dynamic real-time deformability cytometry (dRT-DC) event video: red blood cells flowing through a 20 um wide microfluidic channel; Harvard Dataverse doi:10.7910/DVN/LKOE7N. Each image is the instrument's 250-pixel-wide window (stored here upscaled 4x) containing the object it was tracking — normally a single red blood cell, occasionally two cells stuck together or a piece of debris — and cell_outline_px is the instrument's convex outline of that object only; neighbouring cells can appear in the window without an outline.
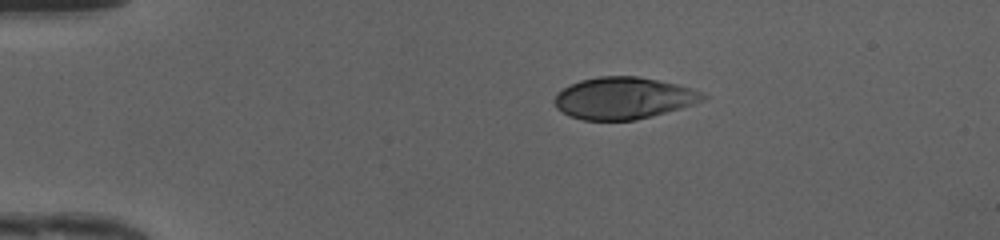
{"species": "human", "species_latin": "Homo sapiens", "temperature_condition": "cold", "stored_images_in_passage": 40, "camera_frame_rate_fps": 3000, "um_per_image_px": 0.085, "donor": {"sex": "female"}, "frame": {"image": 1, "passage_image": 1, "time_ms": 0.0, "image_size_px": [1000, 240], "cell_outline_px": [[708, 96], [704, 100], [680, 108], [652, 116], [636, 120], [584, 120], [568, 116], [556, 108], [552, 100], [564, 88], [580, 80], [600, 76], [636, 76], [676, 84], [692, 88], [704, 92]], "centroid_in_image_um": [53.0, 8.35], "position_along_channel_um": 32.0, "area_um2": 36.13}}
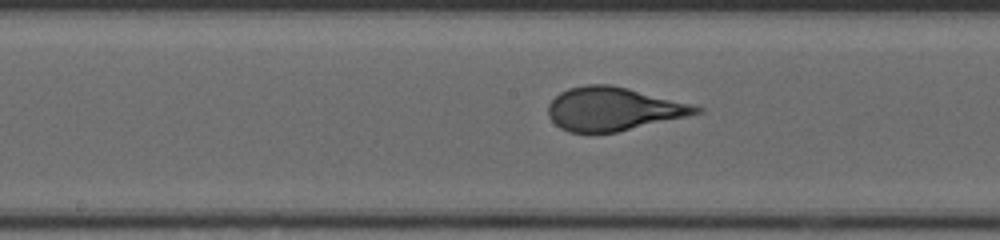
{"frame": {"image": 2, "passage_image": 17, "time_ms": 5.333, "image_size_px": [1000, 240], "cell_outline_px": [[704, 112], [616, 132], [568, 132], [560, 128], [548, 116], [548, 104], [560, 92], [568, 88], [588, 84], [612, 84], [692, 104], [704, 108]], "centroid_in_image_um": [52.12, 9.25], "position_along_channel_um": 196.1, "area_um2": 37.22}}
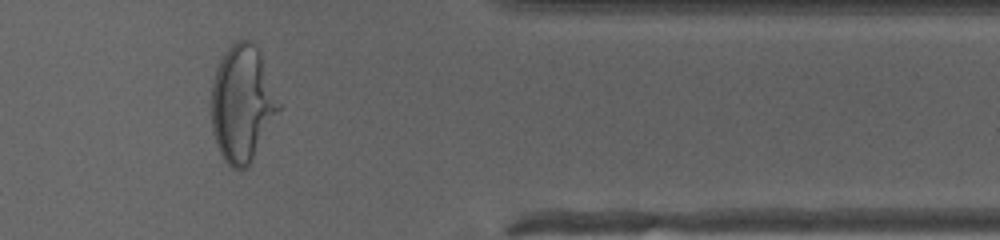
{"frame": {"image": 3, "passage_image": 32, "time_ms": 10.333, "image_size_px": [1000, 240], "cell_outline_px": [[280, 108], [248, 168], [232, 168], [224, 160], [216, 144], [212, 132], [212, 84], [216, 68], [224, 52], [236, 40], [248, 40], [260, 52], [280, 104]], "centroid_in_image_um": [20.57, 8.82], "position_along_channel_um": 390.8, "area_um2": 45.2}, "authors_computed_cell_mechanics": {"area_um2": 37.6278, "velocity_mm_per_s": 4.2088, "shape_relaxation_time_tau1_ms": 4.4518, "shape_relaxation_time_tau2_ms": null, "deformation_change_tau1": 0.2227, "deformation_change_tau2": null}}